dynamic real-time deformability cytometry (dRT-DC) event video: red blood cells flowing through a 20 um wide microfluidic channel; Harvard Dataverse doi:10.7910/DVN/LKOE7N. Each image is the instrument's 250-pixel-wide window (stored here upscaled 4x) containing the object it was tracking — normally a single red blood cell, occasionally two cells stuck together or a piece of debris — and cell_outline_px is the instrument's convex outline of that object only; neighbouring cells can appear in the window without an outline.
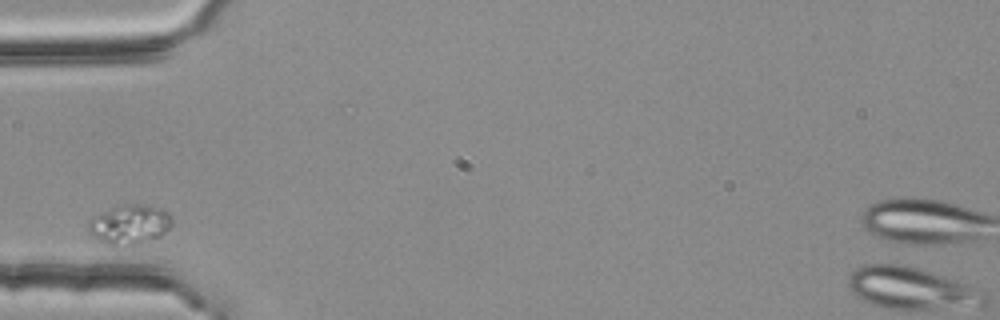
{"species": "common noctule bat (a hibernating species)", "species_latin": "Nyctalus noctula", "temperature_condition": "room temperature", "stored_images_in_passage": 1, "camera_frame_rate_fps": 3000, "um_per_image_px": 0.085, "animal": {"sex": "female", "body_mass_g": 25.1}, "frame": {"image": 1, "passage_image": 1, "time_ms": 0.0, "image_size_px": [1000, 320], "cell_outline_px": [[172, 224], [160, 236], [136, 248], [112, 248], [92, 236], [88, 232], [88, 220], [92, 216], [108, 208], [124, 204], [148, 204], [160, 208], [168, 212], [172, 220]], "centroid_in_image_um": [10.97, 19.14], "position_along_channel_um": 74.0, "area_um2": 20.4}}